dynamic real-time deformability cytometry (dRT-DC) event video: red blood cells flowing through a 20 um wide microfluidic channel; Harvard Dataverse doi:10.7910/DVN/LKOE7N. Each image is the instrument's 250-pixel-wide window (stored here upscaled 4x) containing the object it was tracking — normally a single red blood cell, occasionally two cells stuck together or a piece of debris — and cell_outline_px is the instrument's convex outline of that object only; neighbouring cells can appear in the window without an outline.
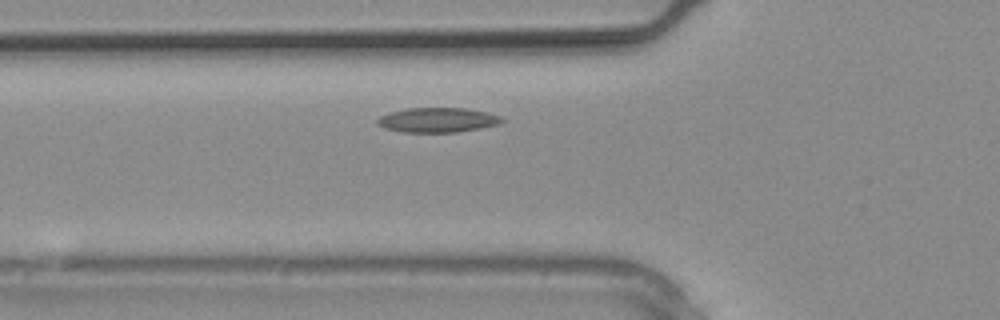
{"species": "common noctule bat (a hibernating species)", "species_latin": "Nyctalus noctula", "temperature_condition": "warm", "stored_images_in_passage": 22, "camera_frame_rate_fps": 3000, "um_per_image_px": 0.085, "animal": {"sex": "male", "body_mass_g": 20.4}, "frame": {"image": 1, "passage_image": 4, "time_ms": 1.0, "image_size_px": [1000, 320], "cell_outline_px": [[508, 120], [500, 124], [480, 128], [456, 132], [404, 132], [384, 128], [376, 124], [376, 120], [380, 116], [392, 112], [408, 108], [464, 108], [484, 112], [500, 116]], "centroid_in_image_um": [37.21, 10.2], "position_along_channel_um": 88.6, "area_um2": 17.86}}